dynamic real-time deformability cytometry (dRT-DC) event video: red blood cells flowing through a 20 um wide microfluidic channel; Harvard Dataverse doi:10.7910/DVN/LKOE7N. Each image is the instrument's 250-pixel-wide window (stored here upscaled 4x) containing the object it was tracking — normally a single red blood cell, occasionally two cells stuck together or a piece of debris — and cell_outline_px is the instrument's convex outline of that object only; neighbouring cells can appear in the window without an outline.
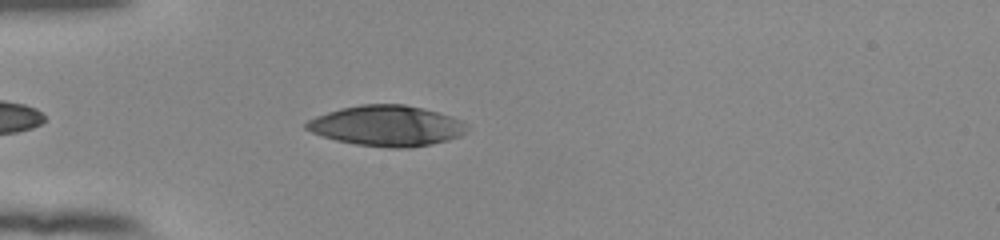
{"species": "human", "species_latin": "Homo sapiens", "temperature_condition": "room temperature", "stored_images_in_passage": 36, "camera_frame_rate_fps": 3000, "um_per_image_px": 0.085, "donor": {"sex": "female"}, "frame": {"image": 1, "passage_image": 5, "time_ms": 1.333, "image_size_px": [1000, 240], "cell_outline_px": [[464, 132], [460, 136], [448, 140], [432, 144], [408, 148], [388, 148], [356, 144], [336, 140], [312, 132], [304, 128], [304, 124], [308, 120], [316, 116], [340, 108], [360, 104], [404, 104], [436, 112], [460, 120], [464, 124]], "centroid_in_image_um": [32.82, 10.7], "position_along_channel_um": 52.2, "area_um2": 37.57}}
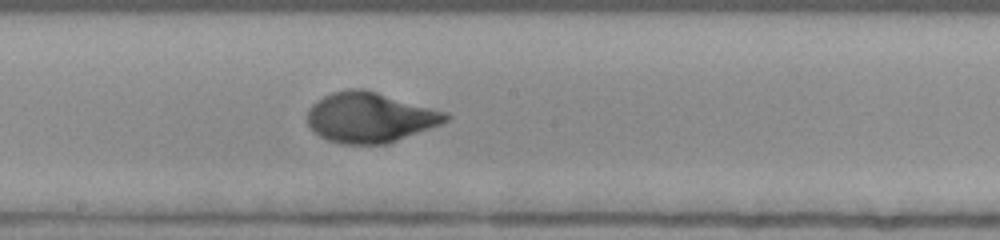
{"frame": {"image": 2, "passage_image": 19, "time_ms": 6.0, "image_size_px": [1000, 240], "cell_outline_px": [[452, 116], [448, 120], [440, 124], [388, 144], [340, 144], [328, 140], [320, 136], [308, 124], [308, 108], [316, 100], [332, 92], [348, 88], [364, 88], [448, 112]], "centroid_in_image_um": [31.46, 9.97], "position_along_channel_um": 216.7, "area_um2": 40.63}}
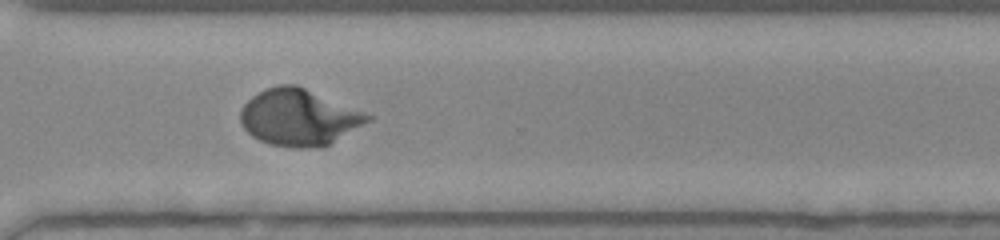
{"frame": {"image": 3, "passage_image": 29, "time_ms": 9.333, "image_size_px": [1000, 240], "cell_outline_px": [[376, 116], [372, 120], [328, 144], [320, 148], [292, 148], [268, 144], [252, 136], [244, 128], [240, 120], [240, 108], [252, 96], [268, 88], [280, 84], [296, 84]], "centroid_in_image_um": [25.42, 9.98], "position_along_channel_um": 345.2, "area_um2": 42.02}, "authors_computed_cell_mechanics": {"area_um2": 39.8531, "velocity_mm_per_s": 3.8397, "shape_relaxation_time_tau1_ms": 3.5454, "shape_relaxation_time_tau2_ms": 0.8631, "deformation_change_tau1": 0.2181, "deformation_change_tau2": 0.0478}}